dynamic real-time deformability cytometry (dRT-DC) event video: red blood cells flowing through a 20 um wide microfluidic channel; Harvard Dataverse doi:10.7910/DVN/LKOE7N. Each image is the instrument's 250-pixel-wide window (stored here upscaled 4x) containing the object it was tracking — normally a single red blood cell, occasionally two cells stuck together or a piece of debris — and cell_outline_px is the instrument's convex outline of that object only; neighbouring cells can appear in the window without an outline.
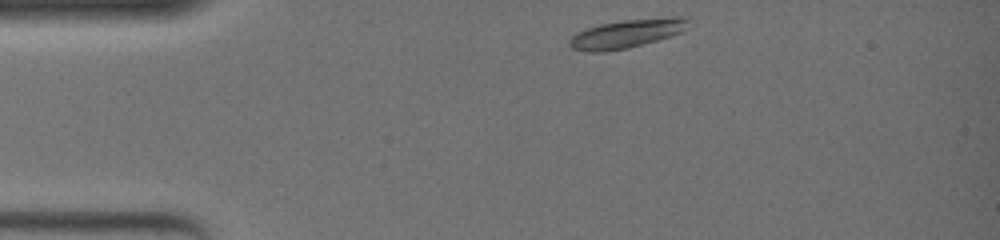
{"species": "common noctule bat (a hibernating species)", "species_latin": "Nyctalus noctula", "temperature_condition": "warm", "stored_images_in_passage": 37, "camera_frame_rate_fps": 3000, "um_per_image_px": 0.085, "animal": {"sex": "female", "body_mass_g": 19.0, "forearm_length_mm": 51.5}, "frame": {"image": 1, "passage_image": 1, "time_ms": 0.0, "image_size_px": [1000, 240], "cell_outline_px": [[688, 28], [672, 36], [644, 44], [628, 48], [604, 52], [588, 52], [572, 48], [568, 44], [568, 40], [576, 32], [600, 24], [624, 20], [672, 16], [680, 16], [688, 20]], "centroid_in_image_um": [53.27, 2.86], "position_along_channel_um": 31.7, "area_um2": 19.94}}
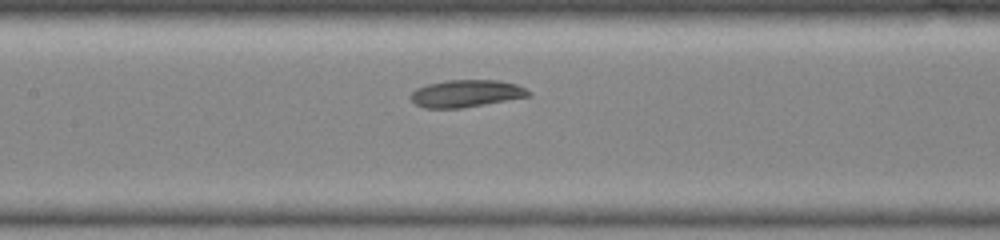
{"frame": {"image": 2, "passage_image": 16, "time_ms": 5.0, "image_size_px": [1000, 240], "cell_outline_px": [[532, 96], [460, 108], [424, 108], [416, 104], [408, 96], [416, 88], [428, 84], [444, 80], [496, 80], [516, 84], [532, 92]], "centroid_in_image_um": [39.62, 7.94], "position_along_channel_um": 167.8, "area_um2": 18.73}}
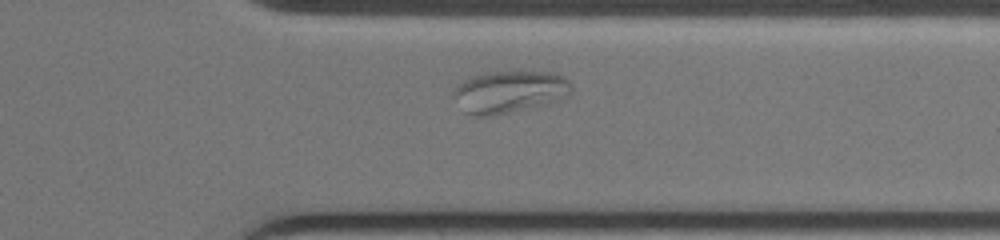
{"frame": {"image": 3, "passage_image": 32, "time_ms": 10.333, "image_size_px": [1000, 240], "cell_outline_px": [[572, 92], [564, 100], [548, 104], [488, 116], [472, 116], [464, 112], [452, 92], [452, 88], [456, 84], [472, 76], [484, 72], [552, 72], [564, 76], [572, 84]], "centroid_in_image_um": [43.33, 7.8], "position_along_channel_um": 368.1, "area_um2": 29.3}}